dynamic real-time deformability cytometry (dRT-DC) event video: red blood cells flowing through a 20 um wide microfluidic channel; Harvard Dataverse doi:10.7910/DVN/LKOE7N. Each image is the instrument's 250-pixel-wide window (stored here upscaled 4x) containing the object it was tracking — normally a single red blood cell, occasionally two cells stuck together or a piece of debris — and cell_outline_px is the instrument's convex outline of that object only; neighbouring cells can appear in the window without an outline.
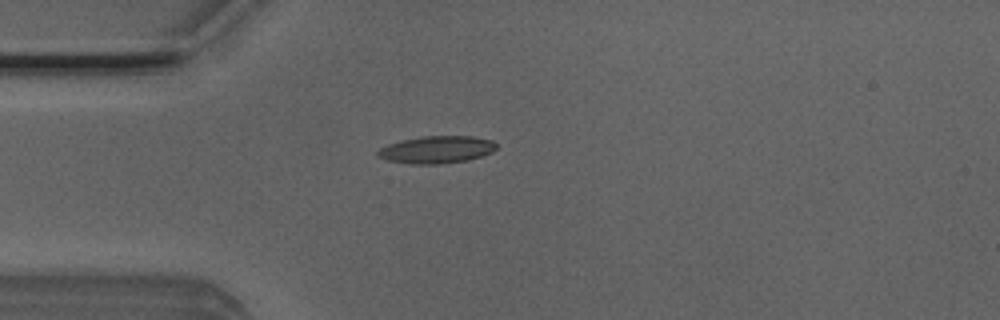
{"species": "Egyptian fruit bat (a non-hibernating species)", "species_latin": "Rousettus aegyptiacus", "temperature_condition": "room temperature", "stored_images_in_passage": 4, "camera_frame_rate_fps": 3000, "um_per_image_px": 0.085, "animal": {"sex": "male"}, "frame": {"image": 1, "passage_image": 4, "time_ms": 1.0, "image_size_px": [1000, 320], "cell_outline_px": [[496, 148], [492, 152], [468, 160], [440, 164], [412, 164], [388, 160], [376, 156], [376, 152], [380, 148], [388, 144], [420, 136], [472, 136], [492, 140], [496, 144]], "centroid_in_image_um": [37.1, 12.72], "position_along_channel_um": 47.9, "area_um2": 18.84}}